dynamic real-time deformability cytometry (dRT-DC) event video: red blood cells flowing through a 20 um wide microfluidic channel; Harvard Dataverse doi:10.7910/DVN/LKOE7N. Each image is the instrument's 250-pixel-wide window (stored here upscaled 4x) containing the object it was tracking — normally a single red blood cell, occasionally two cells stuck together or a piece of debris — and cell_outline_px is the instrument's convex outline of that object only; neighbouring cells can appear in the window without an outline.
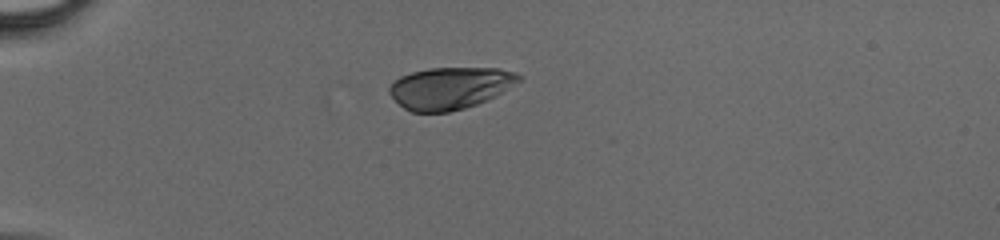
{"species": "human", "species_latin": "Homo sapiens", "temperature_condition": "cold", "stored_images_in_passage": 16, "camera_frame_rate_fps": 3000, "um_per_image_px": 0.085, "donor": {"sex": "male"}, "frame": {"image": 1, "passage_image": 1, "time_ms": 0.0, "image_size_px": [1000, 240], "cell_outline_px": [[524, 76], [520, 80], [500, 92], [476, 104], [464, 108], [448, 112], [412, 112], [404, 108], [388, 92], [388, 88], [400, 76], [412, 72], [428, 68], [496, 68], [516, 72]], "centroid_in_image_um": [38.23, 7.47], "position_along_channel_um": 46.8, "area_um2": 31.21}}
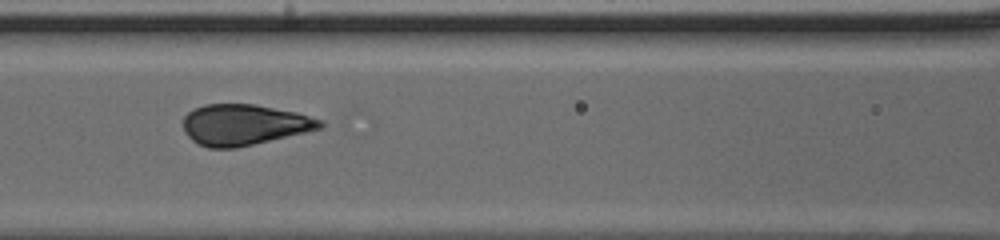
{"frame": {"image": 2, "passage_image": 10, "time_ms": 3.0, "image_size_px": [1000, 240], "cell_outline_px": [[324, 124], [320, 128], [304, 132], [236, 148], [208, 148], [192, 140], [184, 132], [184, 116], [188, 112], [204, 104], [256, 104], [296, 112], [324, 120]], "centroid_in_image_um": [20.74, 10.59], "position_along_channel_um": 145.9, "area_um2": 32.37}}
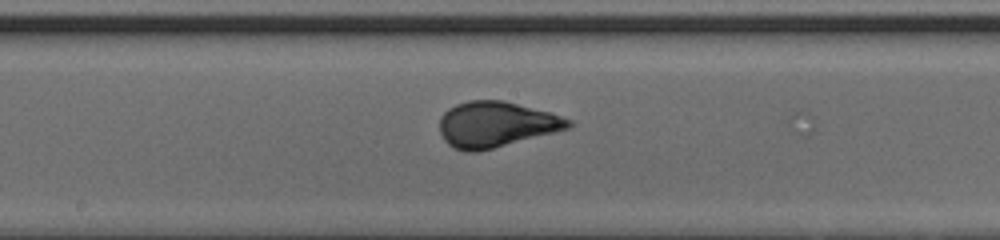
{"frame": {"image": 3, "passage_image": 14, "time_ms": 4.333, "image_size_px": [1000, 240], "cell_outline_px": [[572, 128], [476, 152], [468, 152], [452, 148], [444, 140], [440, 132], [440, 116], [448, 108], [456, 104], [468, 100], [504, 100], [552, 112], [572, 120]], "centroid_in_image_um": [42.18, 10.56], "position_along_channel_um": 206.0, "area_um2": 34.51}}